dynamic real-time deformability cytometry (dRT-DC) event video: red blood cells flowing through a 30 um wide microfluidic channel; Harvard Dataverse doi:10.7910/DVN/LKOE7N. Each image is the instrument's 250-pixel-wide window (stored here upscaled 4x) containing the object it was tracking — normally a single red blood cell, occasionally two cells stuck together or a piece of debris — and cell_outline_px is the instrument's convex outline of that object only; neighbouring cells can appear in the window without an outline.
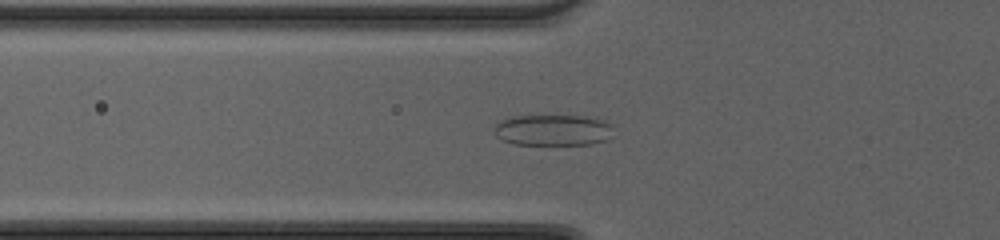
{"species": "common noctule bat (a hibernating species)", "species_latin": "Nyctalus noctula", "temperature_condition": "cold", "stored_images_in_passage": 44, "camera_frame_rate_fps": 3000, "um_per_image_px": 0.085, "animal": {"sex": "female", "body_mass_g": 20.0, "forearm_length_mm": 54.0}, "frame": {"image": 1, "passage_image": 16, "time_ms": 5.0, "image_size_px": [1000, 240], "cell_outline_px": [[612, 136], [604, 140], [592, 144], [516, 144], [504, 140], [496, 136], [492, 132], [496, 124], [500, 120], [512, 116], [580, 116], [600, 120], [612, 124]], "centroid_in_image_um": [46.97, 11.06], "position_along_channel_um": 78.8, "area_um2": 21.44}}
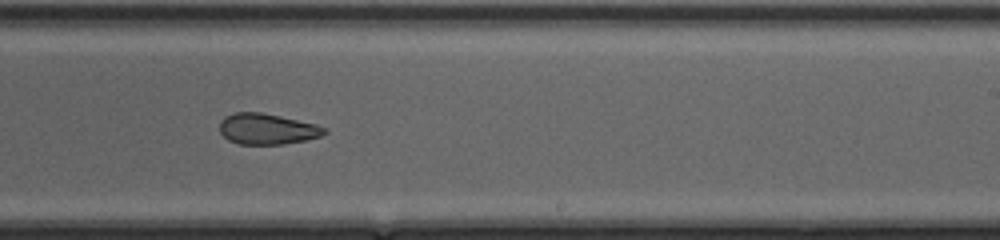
{"frame": {"image": 2, "passage_image": 29, "time_ms": 9.333, "image_size_px": [1000, 240], "cell_outline_px": [[328, 132], [320, 136], [304, 140], [284, 144], [240, 144], [228, 140], [220, 132], [220, 120], [224, 116], [236, 112], [260, 112], [280, 116], [316, 124], [324, 128]], "centroid_in_image_um": [22.68, 10.96], "position_along_channel_um": 266.3, "area_um2": 18.73}}
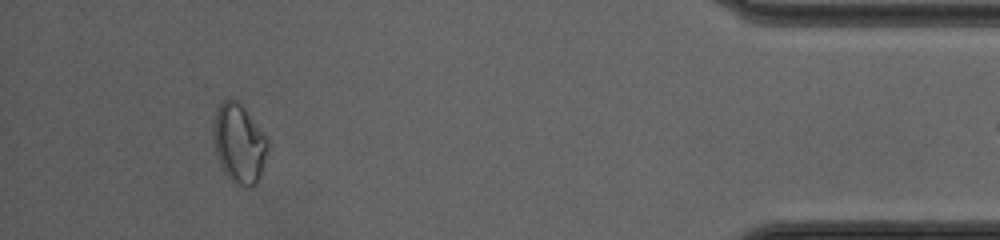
{"frame": {"image": 3, "passage_image": 43, "time_ms": 14.0, "image_size_px": [1000, 240], "cell_outline_px": [[268, 148], [260, 176], [256, 184], [252, 188], [244, 188], [236, 184], [224, 172], [216, 156], [212, 140], [212, 124], [216, 112], [220, 104], [224, 100], [236, 100], [244, 108], [268, 140]], "centroid_in_image_um": [20.29, 12.24], "position_along_channel_um": 414.9, "area_um2": 25.09}}